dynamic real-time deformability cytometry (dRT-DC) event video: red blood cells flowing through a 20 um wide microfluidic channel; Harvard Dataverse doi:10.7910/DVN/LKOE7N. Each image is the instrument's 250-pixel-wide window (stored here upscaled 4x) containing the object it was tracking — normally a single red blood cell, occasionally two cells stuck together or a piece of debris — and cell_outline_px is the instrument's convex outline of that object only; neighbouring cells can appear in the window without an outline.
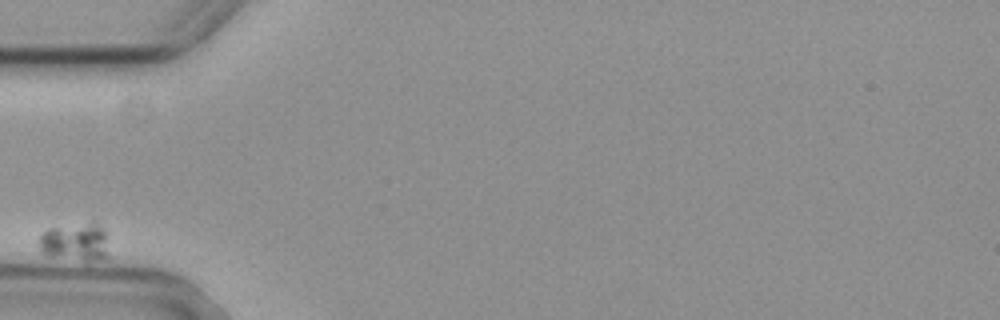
{"species": "common noctule bat (a hibernating species)", "species_latin": "Nyctalus noctula", "temperature_condition": "cold", "stored_images_in_passage": 3, "camera_frame_rate_fps": 3000, "um_per_image_px": 0.085, "animal": {"sex": "female", "body_mass_g": 29.2, "forearm_length_mm": 56.3}, "frame": {"image": 1, "passage_image": 1, "time_ms": 0.0, "image_size_px": [1000, 320], "cell_outline_px": [[108, 256], [88, 260], [84, 260], [44, 256], [40, 248], [40, 236], [48, 228], [92, 216], [104, 228]], "centroid_in_image_um": [6.4, 20.44], "position_along_channel_um": 78.6, "area_um2": 16.42}}
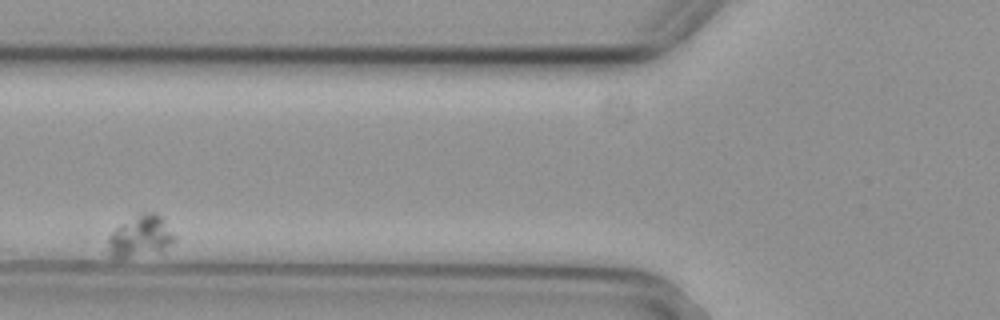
{"frame": {"image": 2, "passage_image": 2, "time_ms": 0.333, "image_size_px": [1000, 320], "cell_outline_px": [[176, 240], [164, 252], [116, 260], [108, 256], [108, 236], [120, 224], [140, 212], [156, 212], [160, 216], [176, 236]], "centroid_in_image_um": [11.93, 20.14], "position_along_channel_um": 113.9, "area_um2": 16.76}}